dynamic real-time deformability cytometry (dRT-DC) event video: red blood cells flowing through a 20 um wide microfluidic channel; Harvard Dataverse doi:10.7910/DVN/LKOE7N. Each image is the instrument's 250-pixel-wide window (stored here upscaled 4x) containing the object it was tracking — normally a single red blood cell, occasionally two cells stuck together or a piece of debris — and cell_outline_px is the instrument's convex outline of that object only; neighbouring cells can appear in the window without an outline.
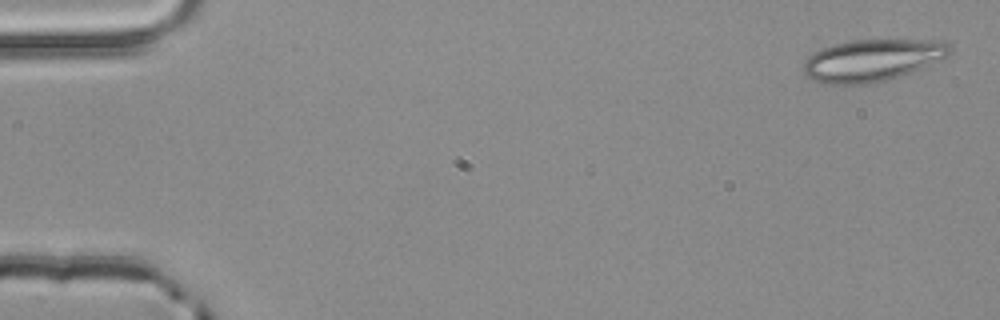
{"species": "common noctule bat (a hibernating species)", "species_latin": "Nyctalus noctula", "temperature_condition": "room temperature", "stored_images_in_passage": 3, "camera_frame_rate_fps": 3000, "um_per_image_px": 0.085, "animal": {"sex": "male", "body_mass_g": 20.4}, "frame": {"image": 1, "passage_image": 1, "time_ms": 0.0, "image_size_px": [1000, 320], "cell_outline_px": [[952, 52], [920, 68], [900, 76], [888, 80], [864, 84], [828, 84], [812, 80], [804, 76], [800, 68], [804, 60], [812, 52], [820, 48], [852, 40], [944, 40], [952, 44]], "centroid_in_image_um": [74.06, 5.12], "position_along_channel_um": 10.9, "area_um2": 36.01}}